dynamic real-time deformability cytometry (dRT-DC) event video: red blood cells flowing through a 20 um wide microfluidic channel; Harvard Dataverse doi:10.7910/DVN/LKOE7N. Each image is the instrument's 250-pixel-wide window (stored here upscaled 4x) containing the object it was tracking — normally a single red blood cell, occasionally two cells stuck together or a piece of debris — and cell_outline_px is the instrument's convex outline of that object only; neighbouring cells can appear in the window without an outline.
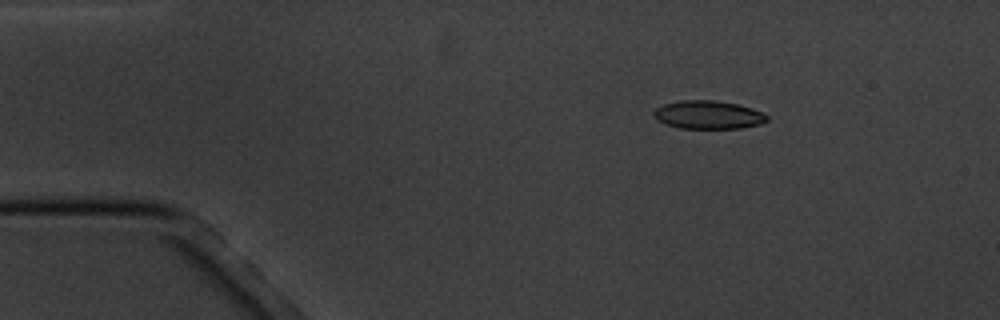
{"species": "common noctule bat (a hibernating species)", "species_latin": "Nyctalus noctula", "temperature_condition": "cold", "stored_images_in_passage": 5, "camera_frame_rate_fps": 3000, "um_per_image_px": 0.085, "animal": {"sex": "male", "body_mass_g": 20.1, "forearm_length_mm": 53.5}, "frame": {"image": 1, "passage_image": 3, "time_ms": 2.333, "image_size_px": [1000, 320], "cell_outline_px": [[768, 120], [760, 124], [740, 128], [680, 128], [664, 124], [656, 120], [652, 116], [652, 112], [656, 108], [664, 104], [680, 100], [712, 100], [736, 104], [752, 108], [768, 116]], "centroid_in_image_um": [60.14, 9.76], "position_along_channel_um": 24.9, "area_um2": 18.67}}